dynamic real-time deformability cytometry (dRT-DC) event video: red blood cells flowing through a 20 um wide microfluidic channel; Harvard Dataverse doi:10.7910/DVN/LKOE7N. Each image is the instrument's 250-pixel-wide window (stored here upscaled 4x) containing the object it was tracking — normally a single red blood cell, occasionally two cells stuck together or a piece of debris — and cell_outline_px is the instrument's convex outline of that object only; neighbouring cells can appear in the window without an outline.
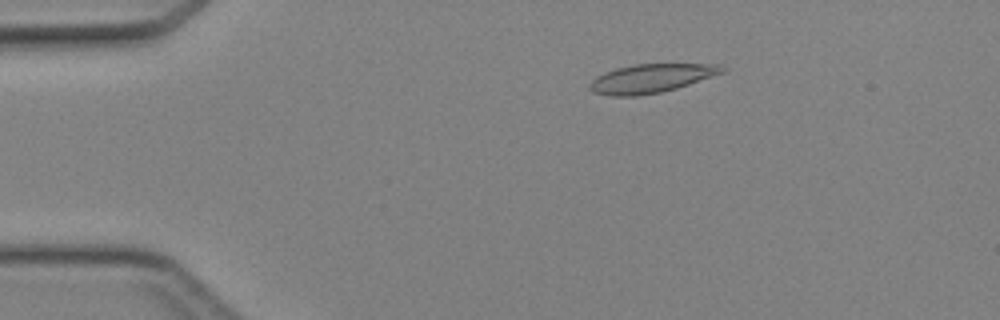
{"species": "Egyptian fruit bat (a non-hibernating species)", "species_latin": "Rousettus aegyptiacus", "temperature_condition": "cold", "stored_images_in_passage": 46, "camera_frame_rate_fps": 3000, "um_per_image_px": 0.085, "animal": {"sex": "female"}, "frame": {"image": 1, "passage_image": 9, "time_ms": 2.667, "image_size_px": [1000, 320], "cell_outline_px": [[724, 72], [676, 88], [660, 92], [636, 96], [608, 96], [592, 92], [588, 88], [588, 84], [596, 76], [604, 72], [616, 68], [632, 64], [720, 64], [724, 68]], "centroid_in_image_um": [55.27, 6.66], "position_along_channel_um": 29.7, "area_um2": 22.14}}
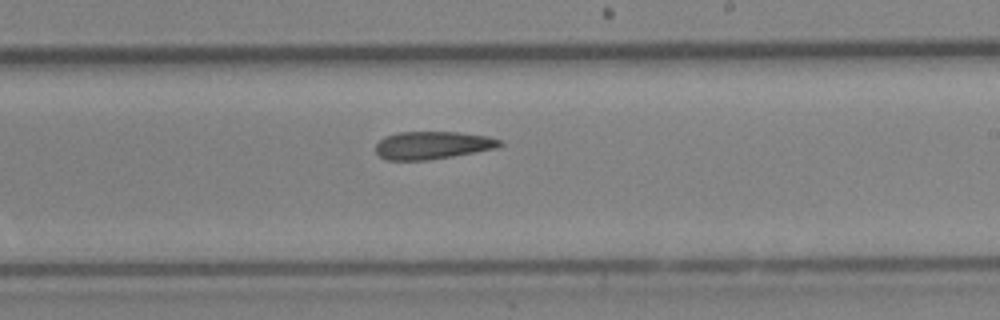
{"frame": {"image": 2, "passage_image": 28, "time_ms": 9.0, "image_size_px": [1000, 320], "cell_outline_px": [[504, 144], [496, 148], [476, 152], [428, 160], [388, 160], [380, 156], [376, 152], [376, 144], [384, 136], [396, 132], [456, 132], [488, 136], [500, 140]], "centroid_in_image_um": [36.75, 12.34], "position_along_channel_um": 252.2, "area_um2": 20.06}}
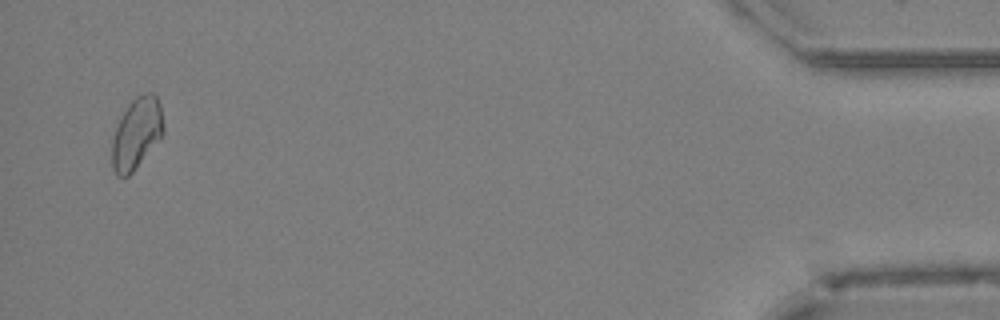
{"frame": {"image": 3, "passage_image": 45, "time_ms": 14.667, "image_size_px": [1000, 320], "cell_outline_px": [[164, 132], [132, 172], [128, 176], [116, 176], [112, 168], [112, 140], [116, 124], [128, 104], [136, 96], [144, 92], [152, 92], [156, 96], [160, 104], [164, 124]], "centroid_in_image_um": [11.59, 11.3], "position_along_channel_um": 423.6, "area_um2": 21.27}}